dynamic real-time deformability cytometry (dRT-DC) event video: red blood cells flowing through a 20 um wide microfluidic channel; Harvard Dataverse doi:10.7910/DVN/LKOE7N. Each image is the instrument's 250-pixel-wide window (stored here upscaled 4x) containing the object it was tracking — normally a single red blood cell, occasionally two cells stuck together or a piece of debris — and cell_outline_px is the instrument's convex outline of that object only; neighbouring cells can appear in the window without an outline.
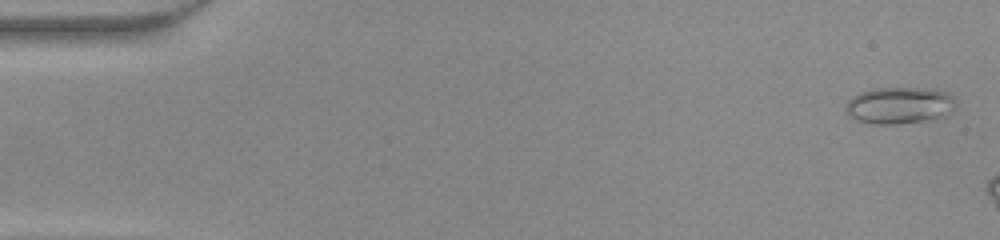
{"species": "common noctule bat (a hibernating species)", "species_latin": "Nyctalus noctula", "temperature_condition": "warm", "stored_images_in_passage": 7, "camera_frame_rate_fps": 3000, "um_per_image_px": 0.085, "animal": {"sex": "female", "body_mass_g": 22.0, "forearm_length_mm": 56.7}, "frame": {"image": 1, "passage_image": 2, "time_ms": 0.333, "image_size_px": [1000, 240], "cell_outline_px": [[956, 100], [952, 108], [944, 116], [900, 124], [872, 124], [856, 120], [848, 116], [844, 108], [848, 100], [852, 96], [860, 92], [872, 88], [924, 88], [944, 92], [952, 96]], "centroid_in_image_um": [76.36, 8.95], "position_along_channel_um": 8.6, "area_um2": 23.47}}